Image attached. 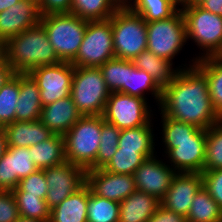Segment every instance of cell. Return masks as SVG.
<instances>
[{"instance_id": "cell-1", "label": "cell", "mask_w": 222, "mask_h": 222, "mask_svg": "<svg viewBox=\"0 0 222 222\" xmlns=\"http://www.w3.org/2000/svg\"><path fill=\"white\" fill-rule=\"evenodd\" d=\"M193 61L162 89L159 108L168 117L206 130L222 119L211 103L207 78Z\"/></svg>"}, {"instance_id": "cell-2", "label": "cell", "mask_w": 222, "mask_h": 222, "mask_svg": "<svg viewBox=\"0 0 222 222\" xmlns=\"http://www.w3.org/2000/svg\"><path fill=\"white\" fill-rule=\"evenodd\" d=\"M7 63L15 73H28L35 67L61 62L41 24L6 41Z\"/></svg>"}, {"instance_id": "cell-3", "label": "cell", "mask_w": 222, "mask_h": 222, "mask_svg": "<svg viewBox=\"0 0 222 222\" xmlns=\"http://www.w3.org/2000/svg\"><path fill=\"white\" fill-rule=\"evenodd\" d=\"M102 115L82 116L64 135L66 161L88 170L96 161Z\"/></svg>"}, {"instance_id": "cell-4", "label": "cell", "mask_w": 222, "mask_h": 222, "mask_svg": "<svg viewBox=\"0 0 222 222\" xmlns=\"http://www.w3.org/2000/svg\"><path fill=\"white\" fill-rule=\"evenodd\" d=\"M115 57L132 61L147 50V22L122 5L111 17Z\"/></svg>"}, {"instance_id": "cell-5", "label": "cell", "mask_w": 222, "mask_h": 222, "mask_svg": "<svg viewBox=\"0 0 222 222\" xmlns=\"http://www.w3.org/2000/svg\"><path fill=\"white\" fill-rule=\"evenodd\" d=\"M110 93L99 67H74L70 96L82 116L103 115Z\"/></svg>"}, {"instance_id": "cell-6", "label": "cell", "mask_w": 222, "mask_h": 222, "mask_svg": "<svg viewBox=\"0 0 222 222\" xmlns=\"http://www.w3.org/2000/svg\"><path fill=\"white\" fill-rule=\"evenodd\" d=\"M181 11L185 19L187 40L193 39L197 47L204 50V54L195 59L222 55V16L191 4L183 5Z\"/></svg>"}, {"instance_id": "cell-7", "label": "cell", "mask_w": 222, "mask_h": 222, "mask_svg": "<svg viewBox=\"0 0 222 222\" xmlns=\"http://www.w3.org/2000/svg\"><path fill=\"white\" fill-rule=\"evenodd\" d=\"M87 21L74 14H50L41 17L49 43L61 61L71 62L77 55Z\"/></svg>"}, {"instance_id": "cell-8", "label": "cell", "mask_w": 222, "mask_h": 222, "mask_svg": "<svg viewBox=\"0 0 222 222\" xmlns=\"http://www.w3.org/2000/svg\"><path fill=\"white\" fill-rule=\"evenodd\" d=\"M114 57L111 17L87 21L83 41L71 64L74 67H100Z\"/></svg>"}, {"instance_id": "cell-9", "label": "cell", "mask_w": 222, "mask_h": 222, "mask_svg": "<svg viewBox=\"0 0 222 222\" xmlns=\"http://www.w3.org/2000/svg\"><path fill=\"white\" fill-rule=\"evenodd\" d=\"M186 41V25L181 9L167 19L147 22V50L158 57L172 62Z\"/></svg>"}, {"instance_id": "cell-10", "label": "cell", "mask_w": 222, "mask_h": 222, "mask_svg": "<svg viewBox=\"0 0 222 222\" xmlns=\"http://www.w3.org/2000/svg\"><path fill=\"white\" fill-rule=\"evenodd\" d=\"M146 99L121 92H111L103 113L104 120L118 129L137 128L151 123Z\"/></svg>"}, {"instance_id": "cell-11", "label": "cell", "mask_w": 222, "mask_h": 222, "mask_svg": "<svg viewBox=\"0 0 222 222\" xmlns=\"http://www.w3.org/2000/svg\"><path fill=\"white\" fill-rule=\"evenodd\" d=\"M73 73L74 66L65 61L38 66L28 72L40 90L42 106L70 96Z\"/></svg>"}, {"instance_id": "cell-12", "label": "cell", "mask_w": 222, "mask_h": 222, "mask_svg": "<svg viewBox=\"0 0 222 222\" xmlns=\"http://www.w3.org/2000/svg\"><path fill=\"white\" fill-rule=\"evenodd\" d=\"M43 170L48 186L45 200L50 209L60 204L86 183V171L68 161Z\"/></svg>"}, {"instance_id": "cell-13", "label": "cell", "mask_w": 222, "mask_h": 222, "mask_svg": "<svg viewBox=\"0 0 222 222\" xmlns=\"http://www.w3.org/2000/svg\"><path fill=\"white\" fill-rule=\"evenodd\" d=\"M165 153L177 173H202L205 164L206 130L201 129L191 140L164 142ZM173 163V164H172Z\"/></svg>"}, {"instance_id": "cell-14", "label": "cell", "mask_w": 222, "mask_h": 222, "mask_svg": "<svg viewBox=\"0 0 222 222\" xmlns=\"http://www.w3.org/2000/svg\"><path fill=\"white\" fill-rule=\"evenodd\" d=\"M86 184L95 195L118 203L136 190L133 175L110 173L103 168L86 170Z\"/></svg>"}, {"instance_id": "cell-15", "label": "cell", "mask_w": 222, "mask_h": 222, "mask_svg": "<svg viewBox=\"0 0 222 222\" xmlns=\"http://www.w3.org/2000/svg\"><path fill=\"white\" fill-rule=\"evenodd\" d=\"M153 156L146 159L134 172L136 189L161 200L168 191L176 171Z\"/></svg>"}, {"instance_id": "cell-16", "label": "cell", "mask_w": 222, "mask_h": 222, "mask_svg": "<svg viewBox=\"0 0 222 222\" xmlns=\"http://www.w3.org/2000/svg\"><path fill=\"white\" fill-rule=\"evenodd\" d=\"M202 186V173H176L160 205L187 217L194 196Z\"/></svg>"}, {"instance_id": "cell-17", "label": "cell", "mask_w": 222, "mask_h": 222, "mask_svg": "<svg viewBox=\"0 0 222 222\" xmlns=\"http://www.w3.org/2000/svg\"><path fill=\"white\" fill-rule=\"evenodd\" d=\"M38 170L31 156V146H8L0 159V190L13 191L21 179Z\"/></svg>"}, {"instance_id": "cell-18", "label": "cell", "mask_w": 222, "mask_h": 222, "mask_svg": "<svg viewBox=\"0 0 222 222\" xmlns=\"http://www.w3.org/2000/svg\"><path fill=\"white\" fill-rule=\"evenodd\" d=\"M41 15L38 5L21 0L0 13V38L8 40L23 31L40 24Z\"/></svg>"}, {"instance_id": "cell-19", "label": "cell", "mask_w": 222, "mask_h": 222, "mask_svg": "<svg viewBox=\"0 0 222 222\" xmlns=\"http://www.w3.org/2000/svg\"><path fill=\"white\" fill-rule=\"evenodd\" d=\"M81 117L69 96L43 106L40 121L53 134L63 136Z\"/></svg>"}, {"instance_id": "cell-20", "label": "cell", "mask_w": 222, "mask_h": 222, "mask_svg": "<svg viewBox=\"0 0 222 222\" xmlns=\"http://www.w3.org/2000/svg\"><path fill=\"white\" fill-rule=\"evenodd\" d=\"M7 144L12 147H30L46 141L54 134L37 121H14L4 127Z\"/></svg>"}, {"instance_id": "cell-21", "label": "cell", "mask_w": 222, "mask_h": 222, "mask_svg": "<svg viewBox=\"0 0 222 222\" xmlns=\"http://www.w3.org/2000/svg\"><path fill=\"white\" fill-rule=\"evenodd\" d=\"M40 90L28 73H20V91L15 121L40 120L42 111Z\"/></svg>"}, {"instance_id": "cell-22", "label": "cell", "mask_w": 222, "mask_h": 222, "mask_svg": "<svg viewBox=\"0 0 222 222\" xmlns=\"http://www.w3.org/2000/svg\"><path fill=\"white\" fill-rule=\"evenodd\" d=\"M159 205L155 196L136 189L120 202L118 222H147Z\"/></svg>"}, {"instance_id": "cell-23", "label": "cell", "mask_w": 222, "mask_h": 222, "mask_svg": "<svg viewBox=\"0 0 222 222\" xmlns=\"http://www.w3.org/2000/svg\"><path fill=\"white\" fill-rule=\"evenodd\" d=\"M87 204L88 185L85 183L50 210L49 222H87Z\"/></svg>"}, {"instance_id": "cell-24", "label": "cell", "mask_w": 222, "mask_h": 222, "mask_svg": "<svg viewBox=\"0 0 222 222\" xmlns=\"http://www.w3.org/2000/svg\"><path fill=\"white\" fill-rule=\"evenodd\" d=\"M132 62L136 68L145 70L162 89L174 80L179 71V68L172 69L173 62L158 57L149 50L142 51Z\"/></svg>"}, {"instance_id": "cell-25", "label": "cell", "mask_w": 222, "mask_h": 222, "mask_svg": "<svg viewBox=\"0 0 222 222\" xmlns=\"http://www.w3.org/2000/svg\"><path fill=\"white\" fill-rule=\"evenodd\" d=\"M194 65L206 76L211 103L222 119V55L196 60Z\"/></svg>"}, {"instance_id": "cell-26", "label": "cell", "mask_w": 222, "mask_h": 222, "mask_svg": "<svg viewBox=\"0 0 222 222\" xmlns=\"http://www.w3.org/2000/svg\"><path fill=\"white\" fill-rule=\"evenodd\" d=\"M31 156L35 166L42 170L64 163V137L54 134L48 140L31 146Z\"/></svg>"}, {"instance_id": "cell-27", "label": "cell", "mask_w": 222, "mask_h": 222, "mask_svg": "<svg viewBox=\"0 0 222 222\" xmlns=\"http://www.w3.org/2000/svg\"><path fill=\"white\" fill-rule=\"evenodd\" d=\"M150 124L151 123L137 128L122 129L119 136L118 147L138 150L146 159L153 157L155 143L152 126Z\"/></svg>"}, {"instance_id": "cell-28", "label": "cell", "mask_w": 222, "mask_h": 222, "mask_svg": "<svg viewBox=\"0 0 222 222\" xmlns=\"http://www.w3.org/2000/svg\"><path fill=\"white\" fill-rule=\"evenodd\" d=\"M119 0H72L71 14L88 20H107L122 6Z\"/></svg>"}, {"instance_id": "cell-29", "label": "cell", "mask_w": 222, "mask_h": 222, "mask_svg": "<svg viewBox=\"0 0 222 222\" xmlns=\"http://www.w3.org/2000/svg\"><path fill=\"white\" fill-rule=\"evenodd\" d=\"M187 222H222V209L202 186L194 196Z\"/></svg>"}, {"instance_id": "cell-30", "label": "cell", "mask_w": 222, "mask_h": 222, "mask_svg": "<svg viewBox=\"0 0 222 222\" xmlns=\"http://www.w3.org/2000/svg\"><path fill=\"white\" fill-rule=\"evenodd\" d=\"M130 0L126 5L146 22L167 19L180 8L172 0ZM133 3V5H132Z\"/></svg>"}, {"instance_id": "cell-31", "label": "cell", "mask_w": 222, "mask_h": 222, "mask_svg": "<svg viewBox=\"0 0 222 222\" xmlns=\"http://www.w3.org/2000/svg\"><path fill=\"white\" fill-rule=\"evenodd\" d=\"M99 68L110 92L127 94V78L128 71H131V61L114 57Z\"/></svg>"}, {"instance_id": "cell-32", "label": "cell", "mask_w": 222, "mask_h": 222, "mask_svg": "<svg viewBox=\"0 0 222 222\" xmlns=\"http://www.w3.org/2000/svg\"><path fill=\"white\" fill-rule=\"evenodd\" d=\"M120 203L95 195L88 186L87 222H118Z\"/></svg>"}, {"instance_id": "cell-33", "label": "cell", "mask_w": 222, "mask_h": 222, "mask_svg": "<svg viewBox=\"0 0 222 222\" xmlns=\"http://www.w3.org/2000/svg\"><path fill=\"white\" fill-rule=\"evenodd\" d=\"M120 133L121 129H118L113 124L106 122L102 115L98 154L95 163L88 170L101 169L108 164L117 151Z\"/></svg>"}, {"instance_id": "cell-34", "label": "cell", "mask_w": 222, "mask_h": 222, "mask_svg": "<svg viewBox=\"0 0 222 222\" xmlns=\"http://www.w3.org/2000/svg\"><path fill=\"white\" fill-rule=\"evenodd\" d=\"M145 91H151L154 99H157L160 105L162 100V88L155 82V80L143 69L136 68L131 61V71H128L127 78V94L131 96H138L143 99Z\"/></svg>"}, {"instance_id": "cell-35", "label": "cell", "mask_w": 222, "mask_h": 222, "mask_svg": "<svg viewBox=\"0 0 222 222\" xmlns=\"http://www.w3.org/2000/svg\"><path fill=\"white\" fill-rule=\"evenodd\" d=\"M12 194L21 217L49 222L51 209L45 199L27 195V192H22L18 187L12 191Z\"/></svg>"}, {"instance_id": "cell-36", "label": "cell", "mask_w": 222, "mask_h": 222, "mask_svg": "<svg viewBox=\"0 0 222 222\" xmlns=\"http://www.w3.org/2000/svg\"><path fill=\"white\" fill-rule=\"evenodd\" d=\"M20 91V73H15L0 89V126L15 121L16 106Z\"/></svg>"}, {"instance_id": "cell-37", "label": "cell", "mask_w": 222, "mask_h": 222, "mask_svg": "<svg viewBox=\"0 0 222 222\" xmlns=\"http://www.w3.org/2000/svg\"><path fill=\"white\" fill-rule=\"evenodd\" d=\"M146 160L138 150L117 148V151L103 168L110 173L133 175L137 168Z\"/></svg>"}, {"instance_id": "cell-38", "label": "cell", "mask_w": 222, "mask_h": 222, "mask_svg": "<svg viewBox=\"0 0 222 222\" xmlns=\"http://www.w3.org/2000/svg\"><path fill=\"white\" fill-rule=\"evenodd\" d=\"M222 169V120L206 129L204 170Z\"/></svg>"}, {"instance_id": "cell-39", "label": "cell", "mask_w": 222, "mask_h": 222, "mask_svg": "<svg viewBox=\"0 0 222 222\" xmlns=\"http://www.w3.org/2000/svg\"><path fill=\"white\" fill-rule=\"evenodd\" d=\"M162 126H163V142H183L191 140L201 129L194 125L175 120L166 116L162 111Z\"/></svg>"}, {"instance_id": "cell-40", "label": "cell", "mask_w": 222, "mask_h": 222, "mask_svg": "<svg viewBox=\"0 0 222 222\" xmlns=\"http://www.w3.org/2000/svg\"><path fill=\"white\" fill-rule=\"evenodd\" d=\"M18 188L22 192H27V195L46 199L48 186L44 170L38 169L27 177L21 179Z\"/></svg>"}, {"instance_id": "cell-41", "label": "cell", "mask_w": 222, "mask_h": 222, "mask_svg": "<svg viewBox=\"0 0 222 222\" xmlns=\"http://www.w3.org/2000/svg\"><path fill=\"white\" fill-rule=\"evenodd\" d=\"M203 186L222 209V169L204 170Z\"/></svg>"}, {"instance_id": "cell-42", "label": "cell", "mask_w": 222, "mask_h": 222, "mask_svg": "<svg viewBox=\"0 0 222 222\" xmlns=\"http://www.w3.org/2000/svg\"><path fill=\"white\" fill-rule=\"evenodd\" d=\"M20 217L12 191L0 190V222H15Z\"/></svg>"}, {"instance_id": "cell-43", "label": "cell", "mask_w": 222, "mask_h": 222, "mask_svg": "<svg viewBox=\"0 0 222 222\" xmlns=\"http://www.w3.org/2000/svg\"><path fill=\"white\" fill-rule=\"evenodd\" d=\"M72 0H39L38 8L41 17L50 14H70Z\"/></svg>"}, {"instance_id": "cell-44", "label": "cell", "mask_w": 222, "mask_h": 222, "mask_svg": "<svg viewBox=\"0 0 222 222\" xmlns=\"http://www.w3.org/2000/svg\"><path fill=\"white\" fill-rule=\"evenodd\" d=\"M147 222H187L186 217L159 205Z\"/></svg>"}, {"instance_id": "cell-45", "label": "cell", "mask_w": 222, "mask_h": 222, "mask_svg": "<svg viewBox=\"0 0 222 222\" xmlns=\"http://www.w3.org/2000/svg\"><path fill=\"white\" fill-rule=\"evenodd\" d=\"M200 7L213 14L222 16V0H206Z\"/></svg>"}, {"instance_id": "cell-46", "label": "cell", "mask_w": 222, "mask_h": 222, "mask_svg": "<svg viewBox=\"0 0 222 222\" xmlns=\"http://www.w3.org/2000/svg\"><path fill=\"white\" fill-rule=\"evenodd\" d=\"M14 74L15 72L8 63L0 68V89L10 80Z\"/></svg>"}, {"instance_id": "cell-47", "label": "cell", "mask_w": 222, "mask_h": 222, "mask_svg": "<svg viewBox=\"0 0 222 222\" xmlns=\"http://www.w3.org/2000/svg\"><path fill=\"white\" fill-rule=\"evenodd\" d=\"M8 144H7V136L5 133L4 127L0 126V159L5 154L7 150Z\"/></svg>"}, {"instance_id": "cell-48", "label": "cell", "mask_w": 222, "mask_h": 222, "mask_svg": "<svg viewBox=\"0 0 222 222\" xmlns=\"http://www.w3.org/2000/svg\"><path fill=\"white\" fill-rule=\"evenodd\" d=\"M7 63L6 40L0 38V68Z\"/></svg>"}, {"instance_id": "cell-49", "label": "cell", "mask_w": 222, "mask_h": 222, "mask_svg": "<svg viewBox=\"0 0 222 222\" xmlns=\"http://www.w3.org/2000/svg\"><path fill=\"white\" fill-rule=\"evenodd\" d=\"M21 0H0V13L7 10L11 6L17 4Z\"/></svg>"}, {"instance_id": "cell-50", "label": "cell", "mask_w": 222, "mask_h": 222, "mask_svg": "<svg viewBox=\"0 0 222 222\" xmlns=\"http://www.w3.org/2000/svg\"><path fill=\"white\" fill-rule=\"evenodd\" d=\"M15 222H43V221L37 219L24 218L20 216Z\"/></svg>"}, {"instance_id": "cell-51", "label": "cell", "mask_w": 222, "mask_h": 222, "mask_svg": "<svg viewBox=\"0 0 222 222\" xmlns=\"http://www.w3.org/2000/svg\"><path fill=\"white\" fill-rule=\"evenodd\" d=\"M206 0H190L188 4L200 6Z\"/></svg>"}, {"instance_id": "cell-52", "label": "cell", "mask_w": 222, "mask_h": 222, "mask_svg": "<svg viewBox=\"0 0 222 222\" xmlns=\"http://www.w3.org/2000/svg\"><path fill=\"white\" fill-rule=\"evenodd\" d=\"M172 1H174L177 5L181 4V6H183V5L188 4L190 0H172Z\"/></svg>"}, {"instance_id": "cell-53", "label": "cell", "mask_w": 222, "mask_h": 222, "mask_svg": "<svg viewBox=\"0 0 222 222\" xmlns=\"http://www.w3.org/2000/svg\"><path fill=\"white\" fill-rule=\"evenodd\" d=\"M123 5H126L130 0H119Z\"/></svg>"}, {"instance_id": "cell-54", "label": "cell", "mask_w": 222, "mask_h": 222, "mask_svg": "<svg viewBox=\"0 0 222 222\" xmlns=\"http://www.w3.org/2000/svg\"><path fill=\"white\" fill-rule=\"evenodd\" d=\"M25 1H30V2H33V3L37 4V5L39 3V0H25Z\"/></svg>"}]
</instances>
